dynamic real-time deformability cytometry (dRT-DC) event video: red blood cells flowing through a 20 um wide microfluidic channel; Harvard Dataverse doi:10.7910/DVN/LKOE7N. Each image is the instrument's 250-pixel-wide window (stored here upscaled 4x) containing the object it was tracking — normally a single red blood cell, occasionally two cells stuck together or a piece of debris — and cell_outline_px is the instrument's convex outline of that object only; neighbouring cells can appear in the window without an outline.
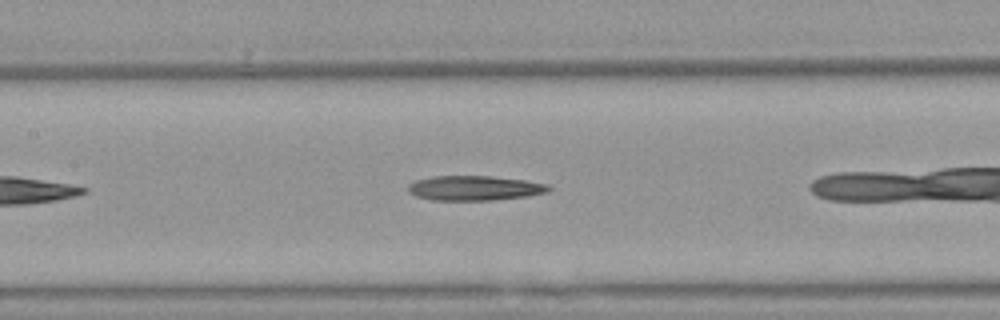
{"species": "Egyptian fruit bat (a non-hibernating species)", "species_latin": "Rousettus aegyptiacus", "temperature_condition": "warm", "stored_images_in_passage": 18, "camera_frame_rate_fps": 3000, "um_per_image_px": 0.085, "animal": {"sex": "female"}, "frame": {"image": 1, "passage_image": 8, "time_ms": 2.333, "image_size_px": [1000, 320], "cell_outline_px": [[552, 188], [548, 192], [528, 196], [492, 200], [432, 200], [416, 196], [408, 192], [408, 184], [416, 180], [432, 176], [492, 176], [524, 180], [548, 184]], "centroid_in_image_um": [40.34, 15.98], "position_along_channel_um": 167.1, "area_um2": 20.35}}
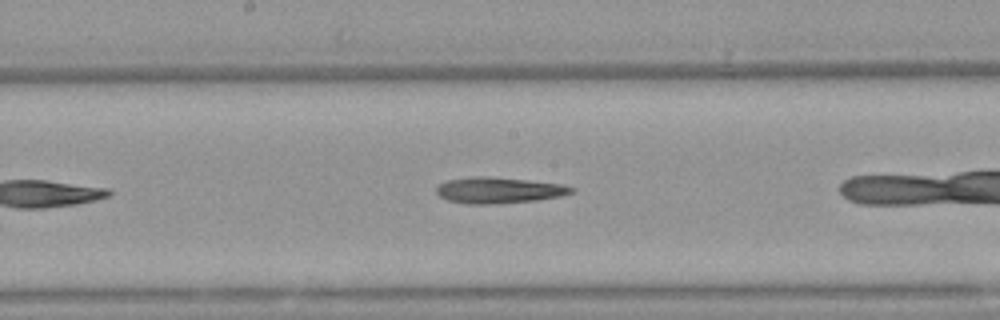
{"frame": {"image": 2, "passage_image": 11, "time_ms": 3.333, "image_size_px": [1000, 320], "cell_outline_px": [[576, 188], [572, 192], [560, 196], [536, 200], [496, 204], [464, 204], [448, 200], [440, 196], [436, 192], [436, 188], [440, 184], [448, 180], [472, 176], [488, 176], [528, 180], [560, 184]], "centroid_in_image_um": [42.37, 16.17], "position_along_channel_um": 205.8, "area_um2": 20.46}}